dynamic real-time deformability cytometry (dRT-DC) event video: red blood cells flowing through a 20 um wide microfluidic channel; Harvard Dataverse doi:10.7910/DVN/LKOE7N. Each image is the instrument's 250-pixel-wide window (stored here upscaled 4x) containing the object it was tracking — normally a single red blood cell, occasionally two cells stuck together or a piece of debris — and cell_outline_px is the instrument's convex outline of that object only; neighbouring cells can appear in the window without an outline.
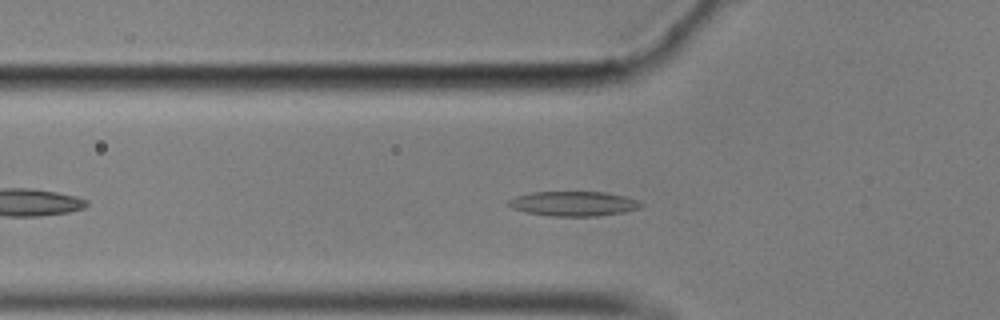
{"species": "common noctule bat (a hibernating species)", "species_latin": "Nyctalus noctula", "temperature_condition": "cold", "stored_images_in_passage": 46, "camera_frame_rate_fps": 3000, "um_per_image_px": 0.085, "animal": {"sex": "male", "body_mass_g": 17.9}, "frame": {"image": 1, "passage_image": 7, "time_ms": 2.0, "image_size_px": [1000, 320], "cell_outline_px": [[644, 204], [640, 208], [624, 212], [596, 216], [552, 216], [528, 212], [512, 208], [508, 204], [508, 200], [516, 196], [532, 192], [604, 192], [624, 196], [636, 200]], "centroid_in_image_um": [48.76, 17.31], "position_along_channel_um": 77.0, "area_um2": 18.9}}
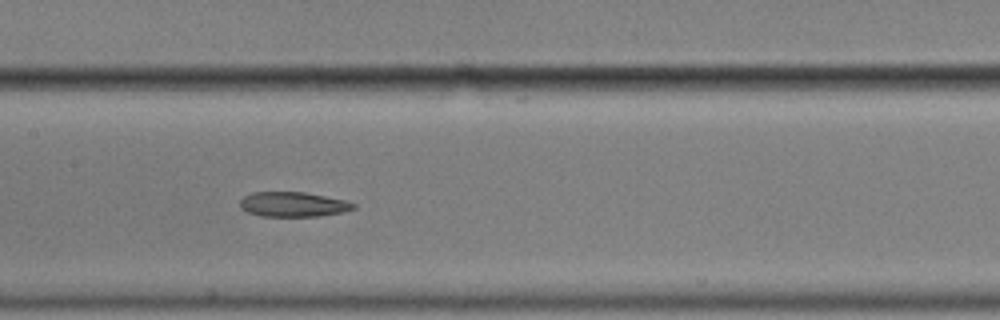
{"frame": {"image": 2, "passage_image": 16, "time_ms": 5.0, "image_size_px": [1000, 320], "cell_outline_px": [[356, 208], [344, 212], [320, 216], [260, 216], [248, 212], [240, 208], [240, 200], [244, 196], [252, 192], [304, 192], [344, 200], [356, 204]], "centroid_in_image_um": [24.91, 17.37], "position_along_channel_um": 182.5, "area_um2": 16.42}}
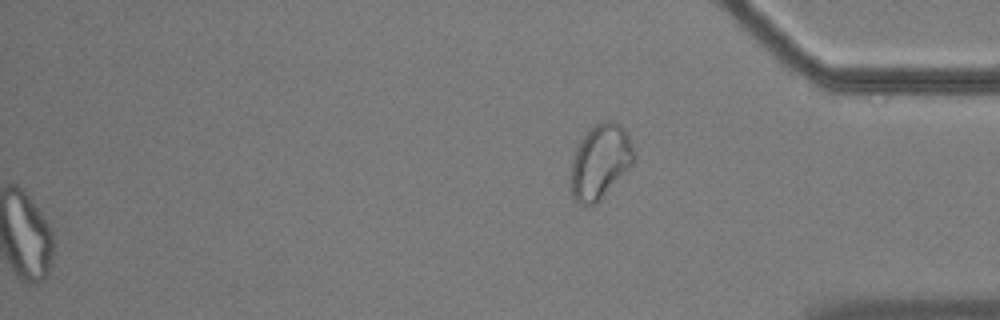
{"frame": {"image": 3, "passage_image": 46, "time_ms": 15.0, "image_size_px": [1000, 320], "cell_outline_px": [[636, 160], [596, 204], [580, 204], [572, 196], [572, 160], [576, 148], [580, 140], [596, 124], [604, 120], [612, 120], [620, 124], [628, 132], [636, 156]], "centroid_in_image_um": [51.06, 13.7], "position_along_channel_um": 384.1, "area_um2": 27.11}, "authors_computed_cell_mechanics": {"area_um2": 18.6694, "velocity_mm_per_s": 3.4828, "shape_relaxation_time_tau1_ms": null, "shape_relaxation_time_tau2_ms": 10.6278, "deformation_change_tau1": null, "deformation_change_tau2": 0.1986}}